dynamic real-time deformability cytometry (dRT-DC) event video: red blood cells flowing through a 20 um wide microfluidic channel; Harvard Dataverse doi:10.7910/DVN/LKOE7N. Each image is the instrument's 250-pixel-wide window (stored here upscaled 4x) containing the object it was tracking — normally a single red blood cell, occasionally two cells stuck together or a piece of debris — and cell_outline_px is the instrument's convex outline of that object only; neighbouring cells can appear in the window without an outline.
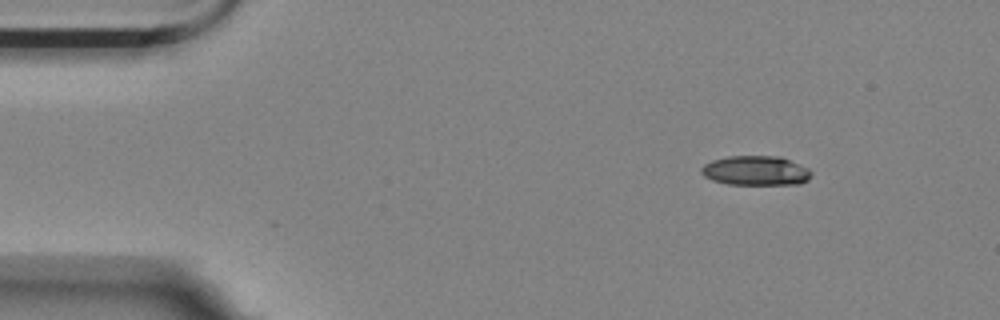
{"species": "Egyptian fruit bat (a non-hibernating species)", "species_latin": "Rousettus aegyptiacus", "temperature_condition": "room temperature", "stored_images_in_passage": 3, "camera_frame_rate_fps": 3000, "um_per_image_px": 0.085, "animal": {"sex": "female"}, "frame": {"image": 1, "passage_image": 1, "time_ms": 0.0, "image_size_px": [1000, 320], "cell_outline_px": [[812, 176], [808, 180], [800, 184], [728, 184], [712, 180], [704, 176], [700, 172], [700, 168], [704, 164], [712, 160], [728, 156], [780, 156], [808, 168], [812, 172]], "centroid_in_image_um": [64.23, 14.5], "position_along_channel_um": 20.8, "area_um2": 19.02}}
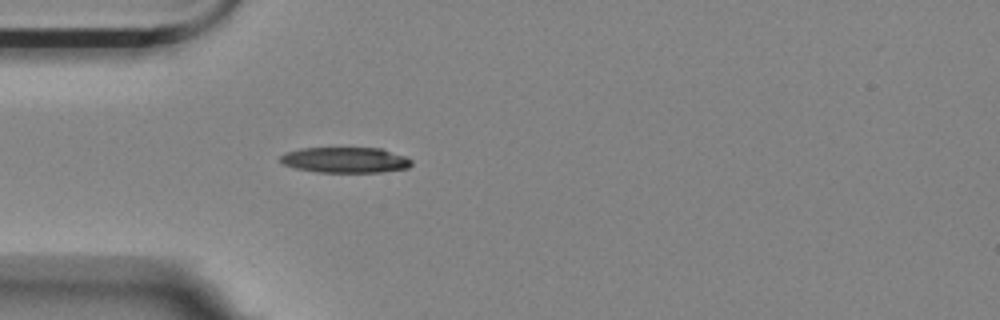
{"frame": {"image": 2, "passage_image": 3, "time_ms": 3.0, "image_size_px": [1000, 320], "cell_outline_px": [[412, 164], [408, 168], [380, 172], [316, 172], [296, 168], [284, 164], [280, 160], [280, 156], [284, 152], [300, 148], [380, 148], [404, 156], [412, 160]], "centroid_in_image_um": [29.33, 13.6], "position_along_channel_um": 55.7, "area_um2": 19.54}}